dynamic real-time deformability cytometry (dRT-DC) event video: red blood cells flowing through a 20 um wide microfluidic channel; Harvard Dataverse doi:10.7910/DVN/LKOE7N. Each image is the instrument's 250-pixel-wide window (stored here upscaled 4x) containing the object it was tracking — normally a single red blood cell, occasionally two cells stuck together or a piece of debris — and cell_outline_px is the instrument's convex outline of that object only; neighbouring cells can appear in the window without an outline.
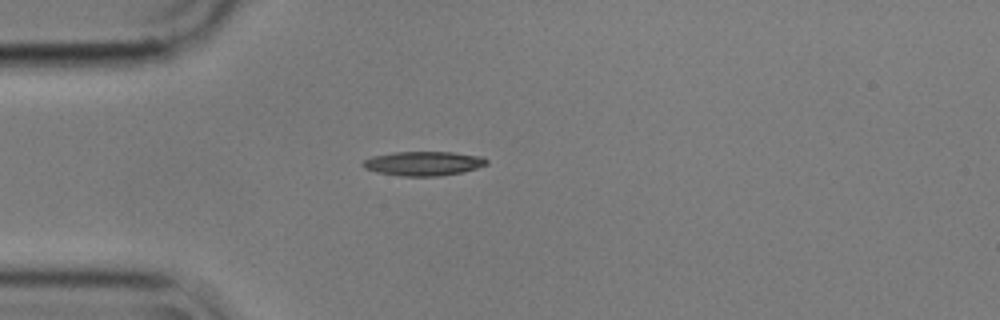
{"species": "common noctule bat (a hibernating species)", "species_latin": "Nyctalus noctula", "temperature_condition": "cold", "stored_images_in_passage": 1, "camera_frame_rate_fps": 3000, "um_per_image_px": 0.085, "animal": {"sex": "male", "body_mass_g": 17.9}, "frame": {"image": 1, "passage_image": 1, "time_ms": 0.0, "image_size_px": [1000, 320], "cell_outline_px": [[488, 164], [476, 168], [460, 172], [440, 176], [400, 176], [376, 172], [364, 168], [360, 164], [364, 160], [372, 156], [396, 152], [452, 152], [484, 156], [488, 160]], "centroid_in_image_um": [35.99, 13.89], "position_along_channel_um": 49.0, "area_um2": 17.57}}